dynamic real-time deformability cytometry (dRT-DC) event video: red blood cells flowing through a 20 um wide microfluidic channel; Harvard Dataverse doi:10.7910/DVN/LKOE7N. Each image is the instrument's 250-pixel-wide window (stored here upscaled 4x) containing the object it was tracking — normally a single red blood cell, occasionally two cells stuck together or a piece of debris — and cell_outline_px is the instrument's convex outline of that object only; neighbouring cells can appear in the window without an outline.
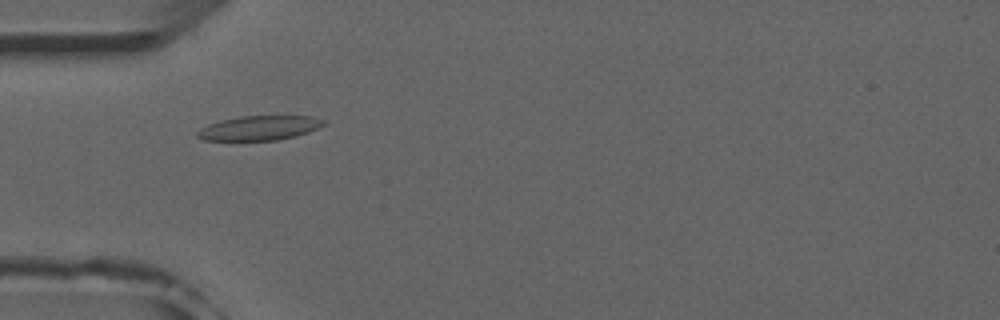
{"species": "common noctule bat (a hibernating species)", "species_latin": "Nyctalus noctula", "temperature_condition": "room temperature", "stored_images_in_passage": 49, "camera_frame_rate_fps": 3000, "um_per_image_px": 0.085, "animal": {"sex": "male", "forearm_length_mm": 52.5}, "frame": {"image": 1, "passage_image": 13, "time_ms": 4.0, "image_size_px": [1000, 320], "cell_outline_px": [[324, 124], [308, 132], [296, 136], [276, 140], [204, 140], [196, 136], [196, 132], [200, 128], [208, 124], [220, 120], [240, 116], [312, 116], [324, 120]], "centroid_in_image_um": [22.0, 10.87], "position_along_channel_um": 63.0, "area_um2": 17.92}}
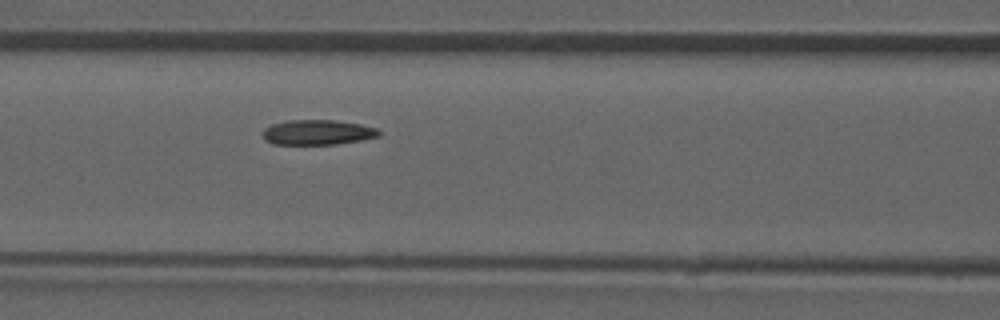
{"frame": {"image": 2, "passage_image": 19, "time_ms": 6.0, "image_size_px": [1000, 320], "cell_outline_px": [[380, 136], [360, 140], [336, 144], [272, 144], [264, 140], [260, 132], [264, 128], [272, 124], [288, 120], [336, 120], [360, 124], [376, 128], [380, 132]], "centroid_in_image_um": [26.94, 11.24], "position_along_channel_um": 139.7, "area_um2": 17.05}}
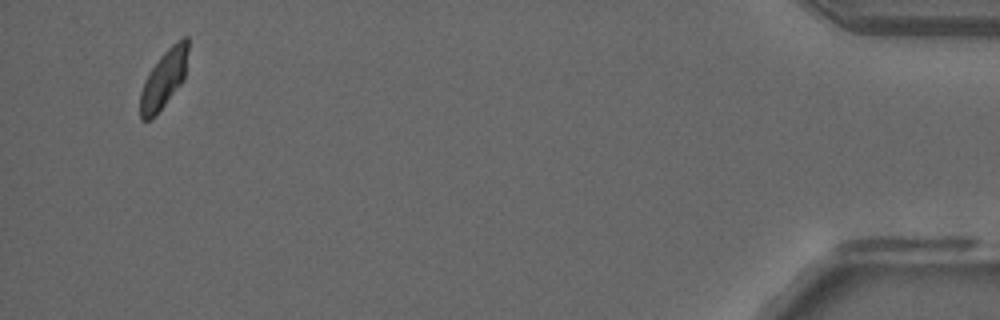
{"frame": {"image": 3, "passage_image": 47, "time_ms": 15.333, "image_size_px": [1000, 320], "cell_outline_px": [[188, 52], [184, 80], [164, 104], [148, 120], [140, 120], [140, 92], [144, 80], [160, 56], [176, 40], [184, 36], [188, 36]], "centroid_in_image_um": [13.94, 6.66], "position_along_channel_um": 421.3, "area_um2": 15.95}, "authors_computed_cell_mechanics": {"area_um2": 17.34, "velocity_mm_per_s": 3.9046, "shape_relaxation_time_tau1_ms": null, "shape_relaxation_time_tau2_ms": 2.5416, "deformation_change_tau1": null, "deformation_change_tau2": 0.0748}}